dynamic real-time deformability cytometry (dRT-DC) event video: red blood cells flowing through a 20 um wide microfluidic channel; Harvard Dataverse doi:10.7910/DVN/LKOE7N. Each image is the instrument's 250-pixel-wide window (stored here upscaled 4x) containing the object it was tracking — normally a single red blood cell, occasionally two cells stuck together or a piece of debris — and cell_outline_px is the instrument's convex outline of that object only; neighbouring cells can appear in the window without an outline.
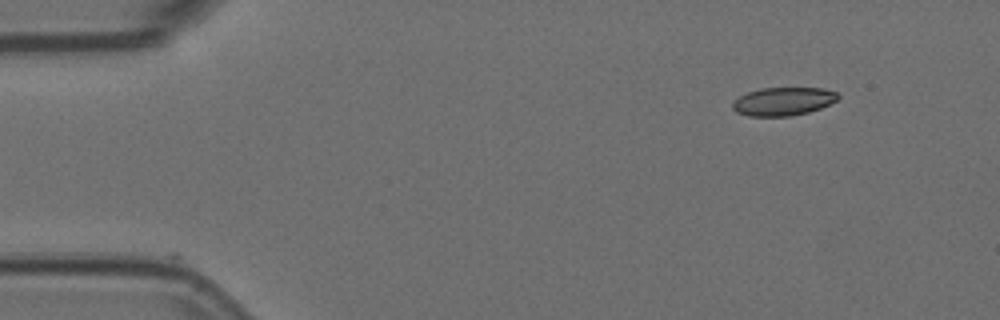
{"species": "Egyptian fruit bat (a non-hibernating species)", "species_latin": "Rousettus aegyptiacus", "temperature_condition": "room temperature", "stored_images_in_passage": 6, "segment_of_instrument_passage": [2, 2], "camera_frame_rate_fps": 3000, "um_per_image_px": 0.085, "animal": {"sex": "female"}, "frame": {"image": 1, "passage_image": 6, "time_ms": 1.667, "image_size_px": [1000, 320], "cell_outline_px": [[840, 96], [836, 100], [820, 108], [808, 112], [792, 116], [748, 116], [736, 112], [732, 108], [732, 104], [740, 96], [748, 92], [760, 88], [824, 88], [836, 92]], "centroid_in_image_um": [66.57, 8.62], "position_along_channel_um": 18.4, "area_um2": 17.28}}